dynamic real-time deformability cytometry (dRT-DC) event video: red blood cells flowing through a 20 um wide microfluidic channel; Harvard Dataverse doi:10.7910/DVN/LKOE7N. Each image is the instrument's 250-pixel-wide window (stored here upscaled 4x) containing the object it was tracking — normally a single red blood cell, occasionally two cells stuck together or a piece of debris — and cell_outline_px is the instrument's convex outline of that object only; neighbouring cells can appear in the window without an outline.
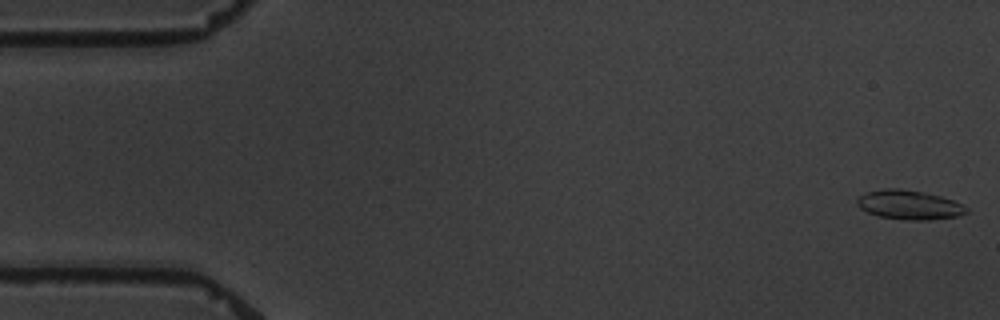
{"species": "common noctule bat (a hibernating species)", "species_latin": "Nyctalus noctula", "temperature_condition": "warm", "stored_images_in_passage": 5, "camera_frame_rate_fps": 3000, "um_per_image_px": 0.085, "animal": {"sex": "male", "body_mass_g": 19.5, "forearm_length_mm": 54.6}, "frame": {"image": 1, "passage_image": 1, "time_ms": 0.0, "image_size_px": [1000, 320], "cell_outline_px": [[968, 212], [956, 216], [928, 220], [908, 220], [880, 216], [868, 212], [860, 208], [856, 204], [856, 200], [860, 196], [868, 192], [884, 188], [900, 188], [940, 196], [952, 200], [968, 208]], "centroid_in_image_um": [77.26, 17.41], "position_along_channel_um": 7.7, "area_um2": 18.32}}
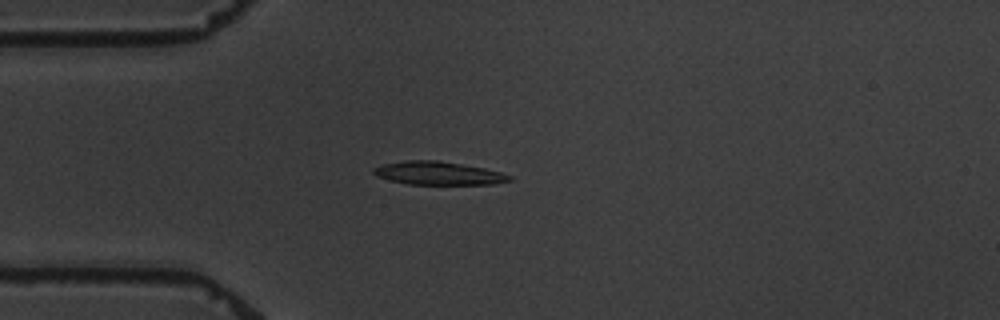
{"frame": {"image": 2, "passage_image": 5, "time_ms": 4.667, "image_size_px": [1000, 320], "cell_outline_px": [[512, 180], [496, 184], [408, 184], [376, 176], [372, 172], [372, 168], [384, 164], [408, 160], [436, 160], [484, 168], [500, 172], [512, 176]], "centroid_in_image_um": [37.26, 14.72], "position_along_channel_um": 47.7, "area_um2": 18.21}}